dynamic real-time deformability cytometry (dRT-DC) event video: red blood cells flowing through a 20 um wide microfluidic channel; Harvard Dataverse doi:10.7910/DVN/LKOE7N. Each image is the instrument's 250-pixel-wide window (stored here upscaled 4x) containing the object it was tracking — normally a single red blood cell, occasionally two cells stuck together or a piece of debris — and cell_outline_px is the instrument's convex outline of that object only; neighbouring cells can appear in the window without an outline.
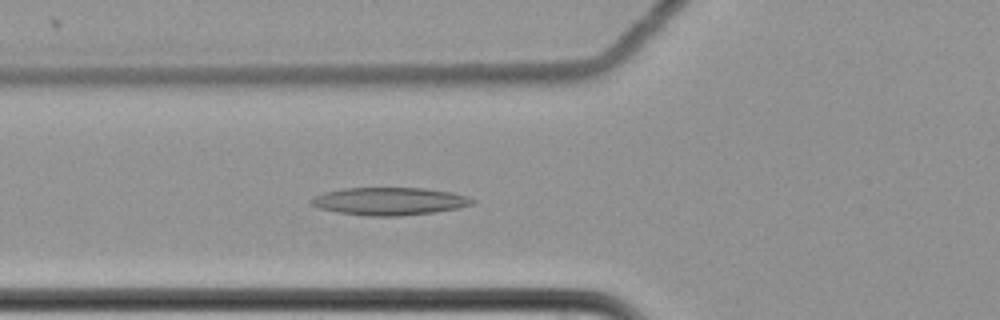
{"species": "common noctule bat (a hibernating species)", "species_latin": "Nyctalus noctula", "temperature_condition": "cold", "stored_images_in_passage": 63, "camera_frame_rate_fps": 3000, "um_per_image_px": 0.085, "animal": {"sex": "female", "body_mass_g": 22.7, "forearm_length_mm": 54.2}, "frame": {"image": 1, "passage_image": 25, "time_ms": 8.0, "image_size_px": [1000, 320], "cell_outline_px": [[476, 200], [472, 204], [456, 208], [432, 212], [400, 216], [364, 216], [336, 212], [320, 208], [308, 204], [308, 200], [316, 196], [328, 192], [344, 188], [424, 188], [452, 192], [468, 196]], "centroid_in_image_um": [33.08, 17.11], "position_along_channel_um": 92.7, "area_um2": 25.95}}
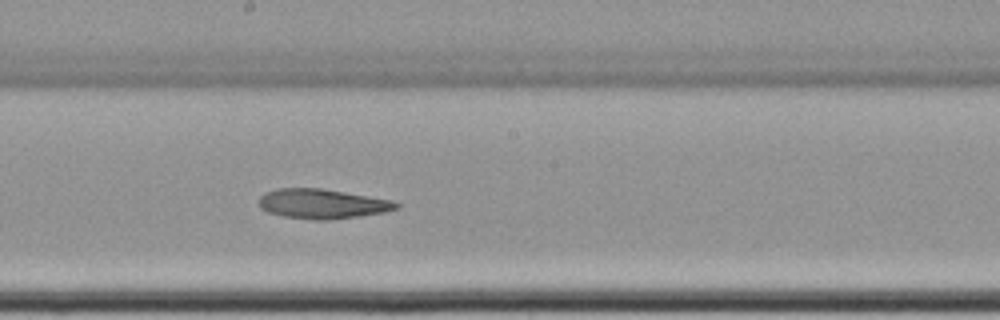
{"frame": {"image": 2, "passage_image": 36, "time_ms": 11.667, "image_size_px": [1000, 320], "cell_outline_px": [[400, 208], [384, 212], [360, 216], [328, 220], [316, 220], [284, 216], [268, 212], [260, 208], [256, 204], [260, 196], [264, 192], [276, 188], [320, 188], [392, 200], [400, 204]], "centroid_in_image_um": [27.35, 17.32], "position_along_channel_um": 220.8, "area_um2": 23.87}}
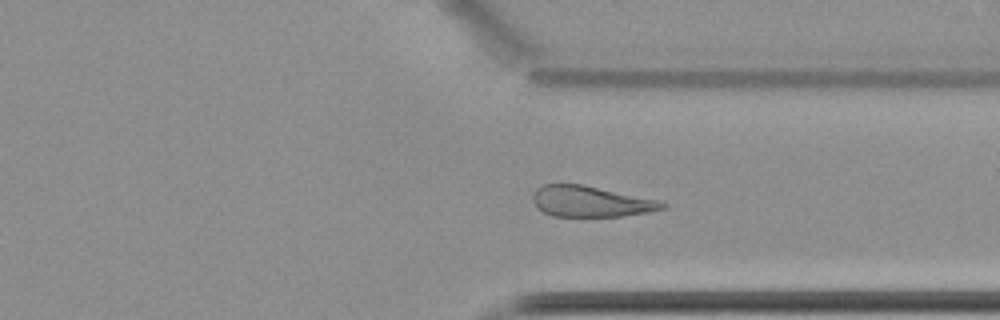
{"frame": {"image": 3, "passage_image": 48, "time_ms": 15.667, "image_size_px": [1000, 320], "cell_outline_px": [[664, 208], [648, 212], [620, 216], [552, 216], [536, 208], [532, 200], [532, 196], [536, 188], [544, 184], [584, 184], [656, 200], [664, 204]], "centroid_in_image_um": [50.12, 17.12], "position_along_channel_um": 361.3, "area_um2": 23.06}}